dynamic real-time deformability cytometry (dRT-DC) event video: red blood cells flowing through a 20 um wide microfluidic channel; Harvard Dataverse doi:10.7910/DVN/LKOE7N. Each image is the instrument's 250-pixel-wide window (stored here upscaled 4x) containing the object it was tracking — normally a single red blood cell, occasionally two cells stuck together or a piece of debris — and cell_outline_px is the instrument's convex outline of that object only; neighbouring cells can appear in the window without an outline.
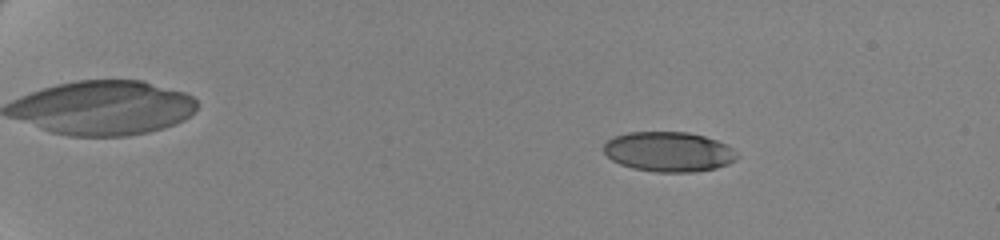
{"species": "human", "species_latin": "Homo sapiens", "temperature_condition": "cold", "stored_images_in_passage": 62, "camera_frame_rate_fps": 3000, "um_per_image_px": 0.085, "donor": {"sex": "female"}, "frame": {"image": 1, "passage_image": 12, "time_ms": 3.667, "image_size_px": [1000, 240], "cell_outline_px": [[740, 156], [736, 160], [728, 164], [716, 168], [692, 172], [656, 172], [632, 168], [620, 164], [612, 160], [604, 152], [604, 144], [608, 140], [616, 136], [628, 132], [688, 132], [704, 136], [716, 140], [732, 148]], "centroid_in_image_um": [56.85, 12.9], "position_along_channel_um": 28.1, "area_um2": 30.98}}
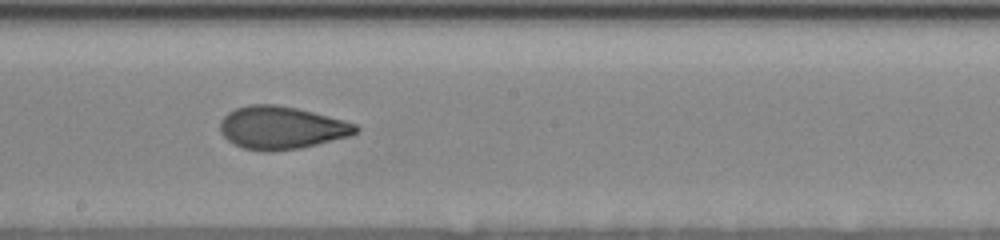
{"frame": {"image": 2, "passage_image": 39, "time_ms": 12.667, "image_size_px": [1000, 240], "cell_outline_px": [[360, 128], [356, 132], [348, 136], [300, 148], [272, 152], [264, 152], [244, 148], [232, 144], [220, 132], [220, 120], [228, 112], [236, 108], [248, 104], [276, 104], [296, 108], [344, 120], [356, 124]], "centroid_in_image_um": [23.88, 10.86], "position_along_channel_um": 224.3, "area_um2": 33.81}}
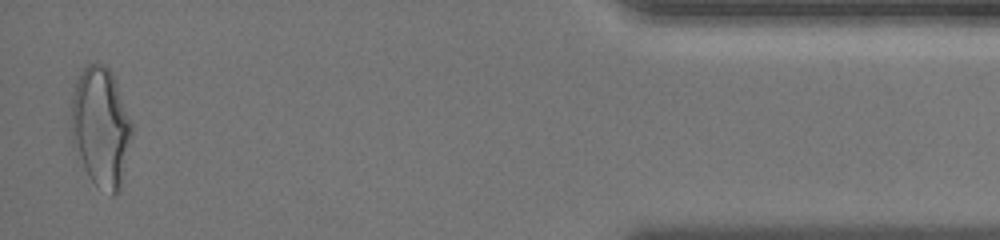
{"frame": {"image": 3, "passage_image": 61, "time_ms": 20.0, "image_size_px": [1000, 240], "cell_outline_px": [[132, 132], [120, 188], [112, 196], [96, 184], [88, 176], [72, 144], [72, 100], [76, 80], [80, 72], [88, 64], [104, 64], [112, 72], [132, 124]], "centroid_in_image_um": [8.56, 10.78], "position_along_channel_um": 426.6, "area_um2": 41.62}, "authors_computed_cell_mechanics": {"area_um2": 33.1483, "velocity_mm_per_s": 3.5039, "shape_relaxation_time_tau1_ms": 5.4195, "shape_relaxation_time_tau2_ms": 1.1482, "deformation_change_tau1": 0.169, "deformation_change_tau2": 0.0701}}